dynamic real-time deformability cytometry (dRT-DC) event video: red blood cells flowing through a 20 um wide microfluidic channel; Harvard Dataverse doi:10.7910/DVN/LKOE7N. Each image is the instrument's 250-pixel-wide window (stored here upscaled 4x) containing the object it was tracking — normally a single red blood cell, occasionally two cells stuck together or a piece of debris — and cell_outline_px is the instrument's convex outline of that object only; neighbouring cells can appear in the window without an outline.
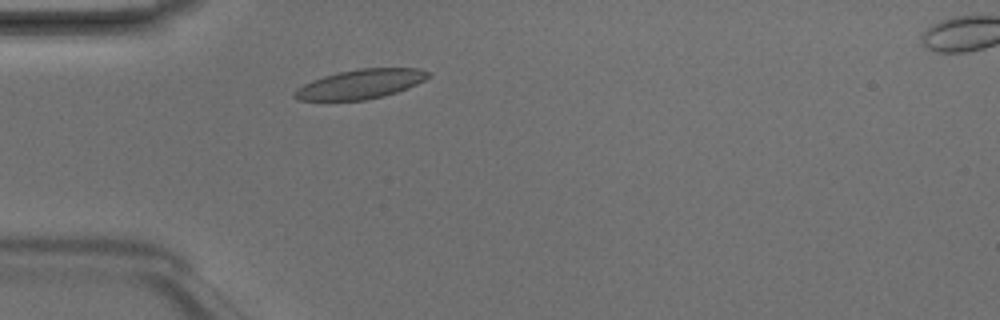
{"species": "Egyptian fruit bat (a non-hibernating species)", "species_latin": "Rousettus aegyptiacus", "temperature_condition": "room temperature", "stored_images_in_passage": 3, "camera_frame_rate_fps": 3000, "um_per_image_px": 0.085, "animal": {"sex": "male"}, "frame": {"image": 1, "passage_image": 2, "time_ms": 0.333, "image_size_px": [1000, 320], "cell_outline_px": [[432, 76], [408, 88], [384, 96], [364, 100], [300, 100], [292, 96], [292, 92], [296, 88], [312, 80], [324, 76], [340, 72], [360, 68], [420, 68], [432, 72]], "centroid_in_image_um": [30.67, 7.14], "position_along_channel_um": 54.3, "area_um2": 22.95}}